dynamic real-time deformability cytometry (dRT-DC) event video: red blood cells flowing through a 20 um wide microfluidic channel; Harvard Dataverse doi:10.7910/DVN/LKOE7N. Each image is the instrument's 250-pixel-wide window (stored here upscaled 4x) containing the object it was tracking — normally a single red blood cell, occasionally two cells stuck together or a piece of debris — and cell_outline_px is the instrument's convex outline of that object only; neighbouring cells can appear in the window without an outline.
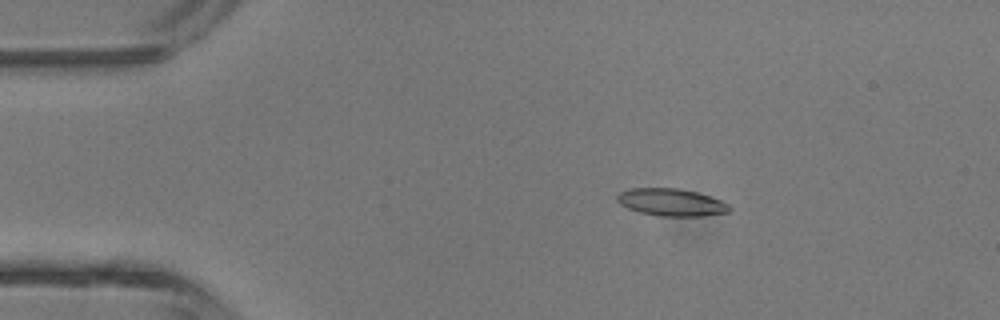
{"species": "common noctule bat (a hibernating species)", "species_latin": "Nyctalus noctula", "temperature_condition": "room temperature", "stored_images_in_passage": 5, "camera_frame_rate_fps": 3000, "um_per_image_px": 0.085, "animal": {"sex": "male", "body_mass_g": 13.3}, "frame": {"image": 1, "passage_image": 3, "time_ms": 2.333, "image_size_px": [1000, 320], "cell_outline_px": [[732, 208], [728, 212], [704, 216], [660, 216], [640, 212], [628, 208], [620, 204], [616, 200], [616, 196], [620, 192], [628, 188], [680, 188], [696, 192], [720, 200], [728, 204]], "centroid_in_image_um": [57.04, 17.19], "position_along_channel_um": 28.0, "area_um2": 17.92}}
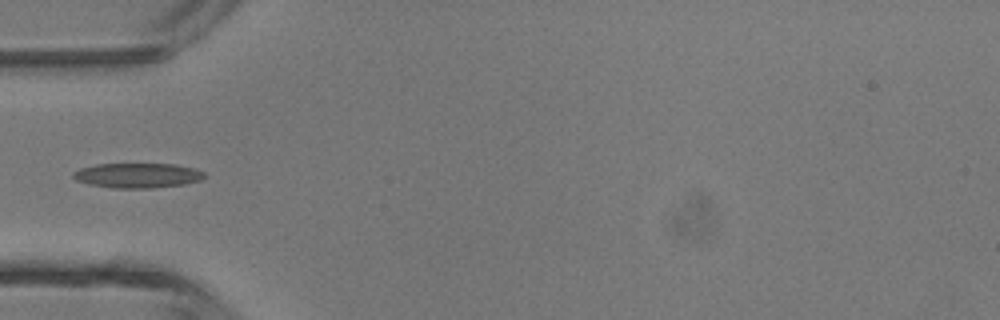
{"frame": {"image": 2, "passage_image": 5, "time_ms": 4.667, "image_size_px": [1000, 320], "cell_outline_px": [[204, 176], [200, 180], [184, 184], [152, 188], [112, 188], [88, 184], [76, 180], [72, 176], [72, 172], [80, 168], [96, 164], [176, 164], [196, 168], [204, 172]], "centroid_in_image_um": [11.67, 14.91], "position_along_channel_um": 73.3, "area_um2": 19.07}}